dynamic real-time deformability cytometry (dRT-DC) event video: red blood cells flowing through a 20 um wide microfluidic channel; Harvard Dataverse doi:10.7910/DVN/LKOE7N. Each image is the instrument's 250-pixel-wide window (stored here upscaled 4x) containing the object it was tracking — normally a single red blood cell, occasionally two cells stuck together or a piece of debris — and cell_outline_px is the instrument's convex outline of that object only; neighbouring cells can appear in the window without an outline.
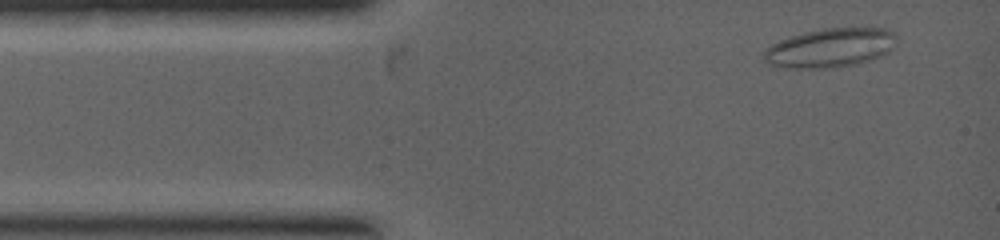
{"species": "common noctule bat (a hibernating species)", "species_latin": "Nyctalus noctula", "temperature_condition": "warm", "stored_images_in_passage": 4, "camera_frame_rate_fps": 5000, "um_per_image_px": 0.085, "animal": {"sex": "female", "body_mass_g": 19.0, "forearm_length_mm": 53.3}, "frame": {"image": 1, "passage_image": 1, "time_ms": 0.0, "image_size_px": [1000, 240], "cell_outline_px": [[896, 36], [888, 52], [868, 60], [856, 64], [836, 68], [792, 68], [772, 64], [764, 60], [764, 52], [772, 44], [780, 40], [804, 32], [828, 28], [884, 28], [892, 32]], "centroid_in_image_um": [70.55, 4.07], "position_along_channel_um": 14.4, "area_um2": 29.59}}
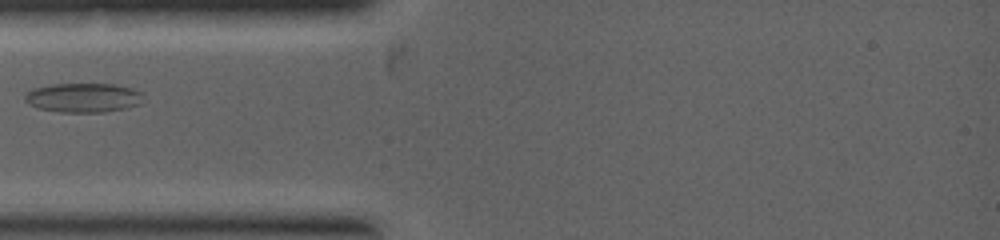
{"frame": {"image": 2, "passage_image": 4, "time_ms": 1.8, "image_size_px": [1000, 240], "cell_outline_px": [[144, 96], [140, 104], [124, 108], [104, 112], [60, 112], [36, 108], [28, 104], [24, 100], [24, 96], [28, 92], [36, 88], [52, 84], [116, 84], [132, 88], [140, 92]], "centroid_in_image_um": [7.08, 8.3], "position_along_channel_um": 77.9, "area_um2": 20.23}}